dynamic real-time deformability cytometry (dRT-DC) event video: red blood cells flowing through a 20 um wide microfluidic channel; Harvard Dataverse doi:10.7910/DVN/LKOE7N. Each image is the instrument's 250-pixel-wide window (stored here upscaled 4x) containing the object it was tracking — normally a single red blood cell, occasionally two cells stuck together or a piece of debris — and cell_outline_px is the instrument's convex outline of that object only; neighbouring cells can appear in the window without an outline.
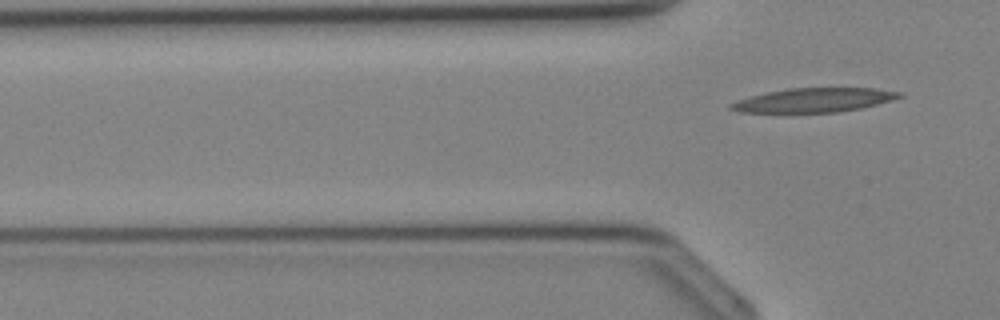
{"species": "Egyptian fruit bat (a non-hibernating species)", "species_latin": "Rousettus aegyptiacus", "temperature_condition": "cold", "stored_images_in_passage": 4, "camera_frame_rate_fps": 3000, "um_per_image_px": 0.085, "animal": {"sex": "female"}, "frame": {"image": 1, "passage_image": 4, "time_ms": 1.0, "image_size_px": [1000, 320], "cell_outline_px": [[904, 96], [892, 100], [860, 108], [840, 112], [740, 112], [728, 108], [728, 104], [752, 96], [768, 92], [788, 88], [876, 88], [900, 92]], "centroid_in_image_um": [69.21, 8.51], "position_along_channel_um": 56.6, "area_um2": 23.41}}